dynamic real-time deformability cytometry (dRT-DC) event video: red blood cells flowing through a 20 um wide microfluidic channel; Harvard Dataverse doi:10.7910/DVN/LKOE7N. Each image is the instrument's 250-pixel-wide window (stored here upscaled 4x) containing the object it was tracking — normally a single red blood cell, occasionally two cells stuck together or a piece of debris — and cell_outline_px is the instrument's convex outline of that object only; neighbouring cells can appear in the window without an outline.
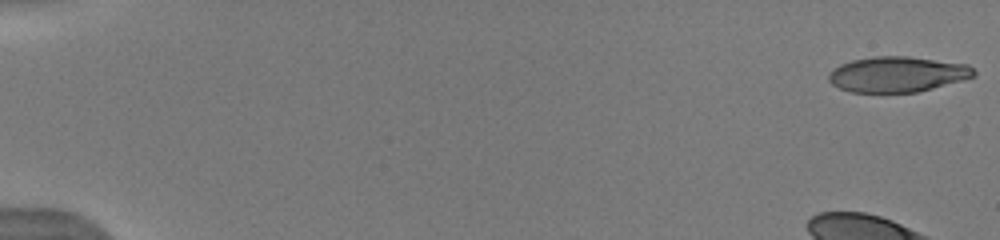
{"species": "human", "species_latin": "Homo sapiens", "temperature_condition": "warm", "stored_images_in_passage": 98, "camera_frame_rate_fps": 3000, "um_per_image_px": 0.085, "donor": {"sex": "male"}, "frame": {"image": 1, "passage_image": 1, "time_ms": 0.0, "image_size_px": [1000, 240], "cell_outline_px": [[976, 76], [932, 88], [916, 92], [852, 92], [840, 88], [832, 84], [828, 80], [828, 72], [840, 64], [852, 60], [872, 56], [908, 56], [968, 64], [976, 72]], "centroid_in_image_um": [76.26, 6.3], "position_along_channel_um": 8.7, "area_um2": 30.0}}